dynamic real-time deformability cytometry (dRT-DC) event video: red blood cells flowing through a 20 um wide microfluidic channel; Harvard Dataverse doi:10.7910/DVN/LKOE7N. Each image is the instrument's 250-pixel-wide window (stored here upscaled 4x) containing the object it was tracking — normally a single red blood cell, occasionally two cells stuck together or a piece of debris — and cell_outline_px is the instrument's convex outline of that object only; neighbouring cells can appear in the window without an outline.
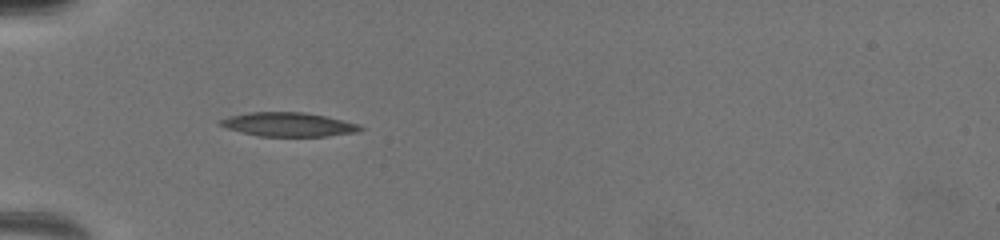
{"species": "common noctule bat (a hibernating species)", "species_latin": "Nyctalus noctula", "temperature_condition": "warm", "stored_images_in_passage": 27, "camera_frame_rate_fps": 3000, "um_per_image_px": 0.085, "animal": {"sex": "female", "body_mass_g": 19.5, "forearm_length_mm": 54.1}, "frame": {"image": 1, "passage_image": 1, "time_ms": 0.0, "image_size_px": [1000, 240], "cell_outline_px": [[364, 128], [356, 132], [324, 136], [260, 136], [228, 128], [220, 124], [220, 120], [232, 116], [252, 112], [300, 112], [324, 116], [356, 124]], "centroid_in_image_um": [24.52, 10.58], "position_along_channel_um": 60.5, "area_um2": 18.84}}
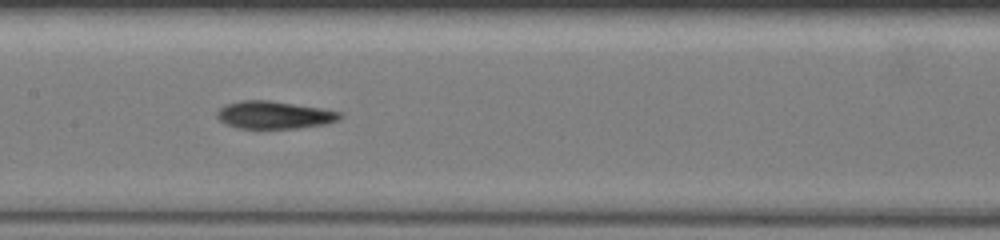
{"frame": {"image": 2, "passage_image": 9, "time_ms": 3.333, "image_size_px": [1000, 240], "cell_outline_px": [[344, 116], [336, 120], [324, 124], [296, 128], [240, 128], [228, 124], [220, 120], [216, 116], [216, 112], [220, 108], [228, 104], [240, 100], [272, 100], [320, 108], [340, 112]], "centroid_in_image_um": [23.3, 9.76], "position_along_channel_um": 184.1, "area_um2": 19.54}}
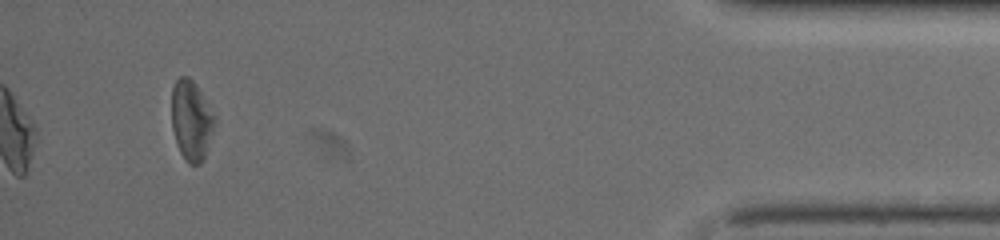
{"frame": {"image": 3, "passage_image": 27, "time_ms": 10.667, "image_size_px": [1000, 240], "cell_outline_px": [[216, 124], [204, 156], [200, 164], [188, 164], [184, 160], [176, 144], [172, 128], [172, 88], [176, 80], [180, 76], [188, 76], [192, 80], [216, 116]], "centroid_in_image_um": [16.26, 10.25], "position_along_channel_um": 418.9, "area_um2": 20.06}, "authors_computed_cell_mechanics": {"area_um2": 19.5364, "velocity_mm_per_s": 4.0086, "shape_relaxation_time_tau1_ms": 5.9431, "shape_relaxation_time_tau2_ms": 4.0287, "deformation_change_tau1": 0.1728, "deformation_change_tau2": 0.1363}}